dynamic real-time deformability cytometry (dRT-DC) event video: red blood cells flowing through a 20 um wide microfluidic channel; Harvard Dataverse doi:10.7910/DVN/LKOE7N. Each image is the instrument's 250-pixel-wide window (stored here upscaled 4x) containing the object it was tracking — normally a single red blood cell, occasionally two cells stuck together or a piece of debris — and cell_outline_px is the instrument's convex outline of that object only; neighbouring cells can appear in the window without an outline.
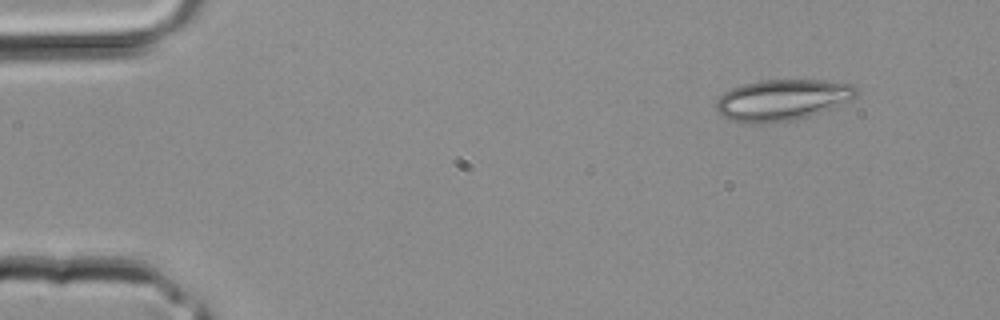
{"species": "common noctule bat (a hibernating species)", "species_latin": "Nyctalus noctula", "temperature_condition": "room temperature", "stored_images_in_passage": 2, "camera_frame_rate_fps": 3000, "um_per_image_px": 0.085, "animal": {"sex": "male", "body_mass_g": 20.4}, "frame": {"image": 1, "passage_image": 1, "time_ms": 0.0, "image_size_px": [1000, 320], "cell_outline_px": [[860, 92], [856, 96], [820, 112], [796, 120], [764, 124], [740, 124], [728, 120], [720, 116], [716, 108], [716, 100], [724, 92], [732, 88], [744, 84], [760, 80], [820, 80], [852, 84]], "centroid_in_image_um": [66.4, 8.52], "position_along_channel_um": 18.6, "area_um2": 33.81}}